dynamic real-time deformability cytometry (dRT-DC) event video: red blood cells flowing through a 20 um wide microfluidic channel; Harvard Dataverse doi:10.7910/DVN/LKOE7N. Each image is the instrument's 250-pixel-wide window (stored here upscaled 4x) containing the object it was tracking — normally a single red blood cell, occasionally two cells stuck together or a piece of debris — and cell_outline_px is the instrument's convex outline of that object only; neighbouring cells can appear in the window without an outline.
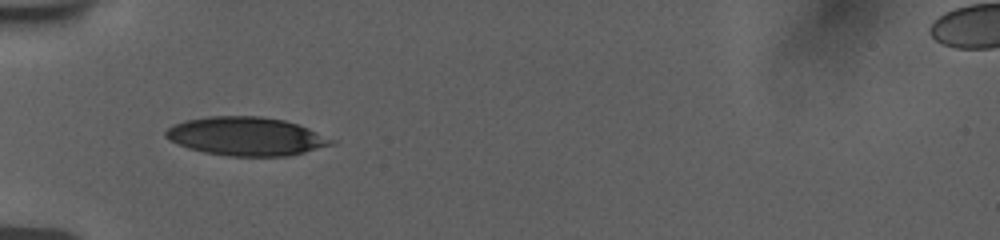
{"species": "human", "species_latin": "Homo sapiens", "temperature_condition": "room temperature", "stored_images_in_passage": 9, "camera_frame_rate_fps": 3000, "um_per_image_px": 0.085, "donor": {"sex": "female"}, "frame": {"image": 1, "passage_image": 1, "time_ms": 0.0, "image_size_px": [1000, 240], "cell_outline_px": [[336, 144], [288, 156], [228, 156], [204, 152], [188, 148], [168, 140], [164, 136], [164, 132], [172, 124], [184, 120], [208, 116], [260, 116], [284, 120], [308, 128], [336, 140]], "centroid_in_image_um": [20.9, 11.58], "position_along_channel_um": 64.1, "area_um2": 37.4}}
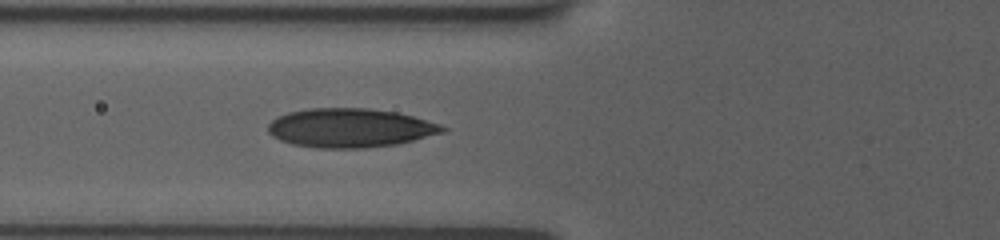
{"frame": {"image": 2, "passage_image": 6, "time_ms": 1.0, "image_size_px": [1000, 240], "cell_outline_px": [[448, 128], [444, 132], [396, 144], [364, 148], [316, 148], [292, 144], [280, 140], [272, 136], [268, 132], [268, 124], [272, 120], [288, 112], [308, 108], [368, 108], [396, 112], [412, 116], [440, 124]], "centroid_in_image_um": [29.73, 10.87], "position_along_channel_um": 96.1, "area_um2": 39.54}}